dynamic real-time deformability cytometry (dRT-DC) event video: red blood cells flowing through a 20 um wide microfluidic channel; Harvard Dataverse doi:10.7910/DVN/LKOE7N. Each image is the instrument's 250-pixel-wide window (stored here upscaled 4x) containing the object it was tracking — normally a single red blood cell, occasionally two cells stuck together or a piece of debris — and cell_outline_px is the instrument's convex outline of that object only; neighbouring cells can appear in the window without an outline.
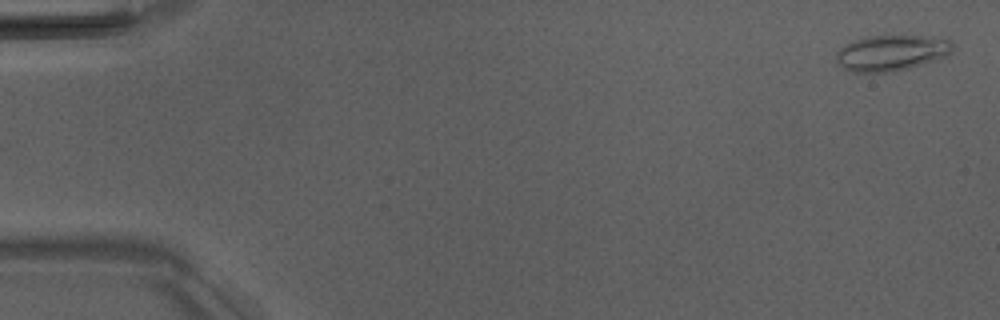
{"species": "Egyptian fruit bat (a non-hibernating species)", "species_latin": "Rousettus aegyptiacus", "temperature_condition": "room temperature", "stored_images_in_passage": 4, "camera_frame_rate_fps": 3000, "um_per_image_px": 0.085, "animal": {"sex": "male"}, "frame": {"image": 1, "passage_image": 1, "time_ms": 0.0, "image_size_px": [1000, 320], "cell_outline_px": [[952, 52], [948, 56], [908, 68], [884, 72], [852, 72], [844, 68], [836, 60], [836, 52], [844, 44], [852, 40], [868, 36], [928, 36], [952, 40]], "centroid_in_image_um": [75.76, 4.48], "position_along_channel_um": 9.2, "area_um2": 24.22}}